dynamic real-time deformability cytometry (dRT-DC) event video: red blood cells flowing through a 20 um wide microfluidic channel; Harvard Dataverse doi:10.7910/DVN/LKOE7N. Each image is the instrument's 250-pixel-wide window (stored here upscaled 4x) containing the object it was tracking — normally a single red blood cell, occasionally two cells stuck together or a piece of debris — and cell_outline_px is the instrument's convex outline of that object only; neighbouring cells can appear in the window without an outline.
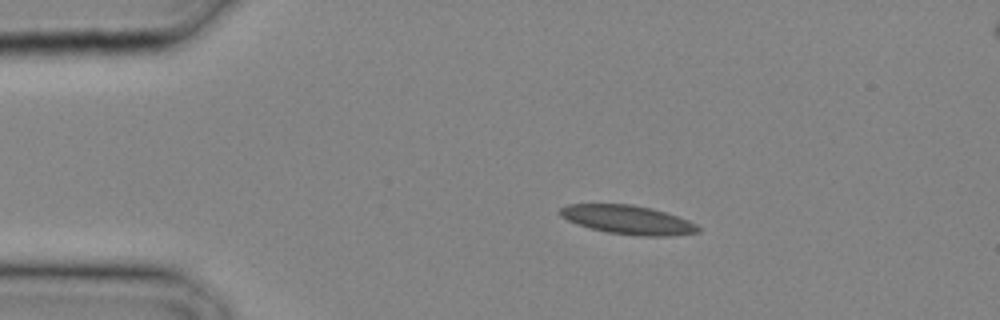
{"species": "common noctule bat (a hibernating species)", "species_latin": "Nyctalus noctula", "temperature_condition": "cold", "stored_images_in_passage": 10, "camera_frame_rate_fps": 3000, "um_per_image_px": 0.085, "animal": {"sex": "male", "body_mass_g": 20.4}, "frame": {"image": 1, "passage_image": 1, "time_ms": 0.0, "image_size_px": [1000, 320], "cell_outline_px": [[700, 232], [668, 236], [640, 236], [608, 232], [592, 228], [568, 220], [560, 216], [556, 212], [560, 208], [568, 204], [632, 204], [652, 208], [688, 220], [696, 224], [700, 228]], "centroid_in_image_um": [53.36, 18.67], "position_along_channel_um": 31.6, "area_um2": 23.06}}
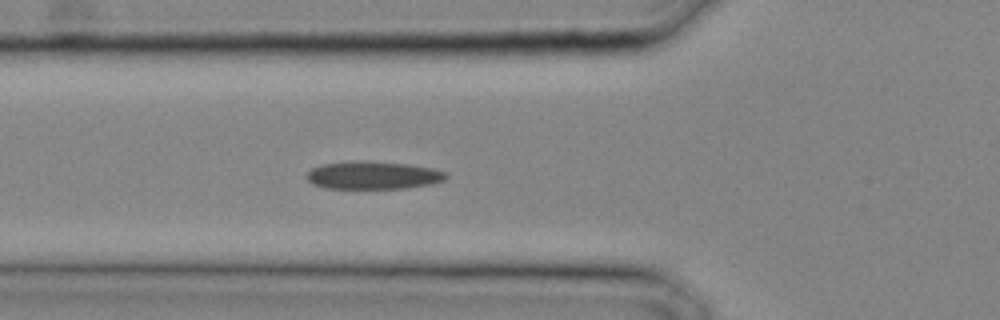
{"frame": {"image": 2, "passage_image": 6, "time_ms": 1.667, "image_size_px": [1000, 320], "cell_outline_px": [[448, 176], [444, 180], [428, 184], [404, 188], [324, 188], [312, 184], [308, 180], [308, 172], [312, 168], [320, 164], [360, 160], [368, 160], [408, 164], [432, 168], [444, 172]], "centroid_in_image_um": [31.68, 14.88], "position_along_channel_um": 94.1, "area_um2": 22.54}}
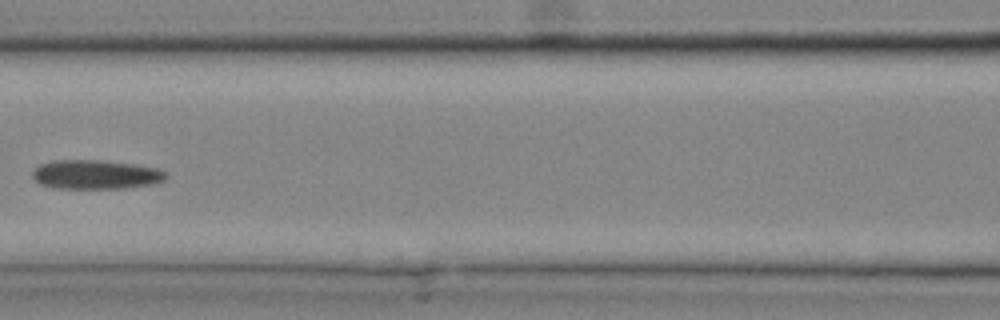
{"frame": {"image": 3, "passage_image": 9, "time_ms": 2.667, "image_size_px": [1000, 320], "cell_outline_px": [[168, 176], [164, 180], [152, 184], [124, 188], [60, 188], [40, 184], [32, 176], [32, 172], [40, 164], [52, 160], [100, 160], [132, 164], [156, 168], [168, 172]], "centroid_in_image_um": [8.15, 14.83], "position_along_channel_um": 158.5, "area_um2": 22.54}}